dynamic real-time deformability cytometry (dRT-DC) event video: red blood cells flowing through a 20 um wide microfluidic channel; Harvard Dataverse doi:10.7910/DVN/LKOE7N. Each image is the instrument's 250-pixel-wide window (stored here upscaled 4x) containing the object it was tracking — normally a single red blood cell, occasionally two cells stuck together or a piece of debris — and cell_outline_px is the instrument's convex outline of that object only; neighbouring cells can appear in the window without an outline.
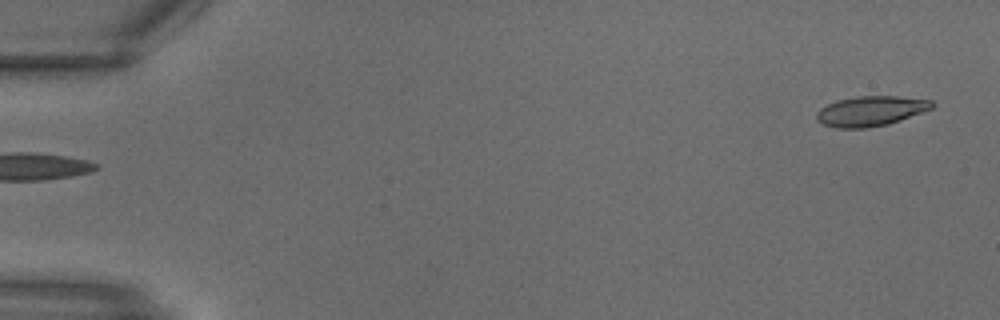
{"species": "common noctule bat (a hibernating species)", "species_latin": "Nyctalus noctula", "temperature_condition": "warm", "stored_images_in_passage": 5, "camera_frame_rate_fps": 3000, "um_per_image_px": 0.085, "animal": {"sex": "male", "body_mass_g": 18.8}, "frame": {"image": 1, "passage_image": 1, "time_ms": 0.0, "image_size_px": [1000, 320], "cell_outline_px": [[936, 104], [932, 108], [900, 120], [888, 124], [868, 128], [836, 128], [824, 124], [816, 116], [816, 112], [820, 108], [836, 100], [856, 96], [900, 96], [932, 100]], "centroid_in_image_um": [74.03, 9.43], "position_along_channel_um": 11.0, "area_um2": 20.17}}